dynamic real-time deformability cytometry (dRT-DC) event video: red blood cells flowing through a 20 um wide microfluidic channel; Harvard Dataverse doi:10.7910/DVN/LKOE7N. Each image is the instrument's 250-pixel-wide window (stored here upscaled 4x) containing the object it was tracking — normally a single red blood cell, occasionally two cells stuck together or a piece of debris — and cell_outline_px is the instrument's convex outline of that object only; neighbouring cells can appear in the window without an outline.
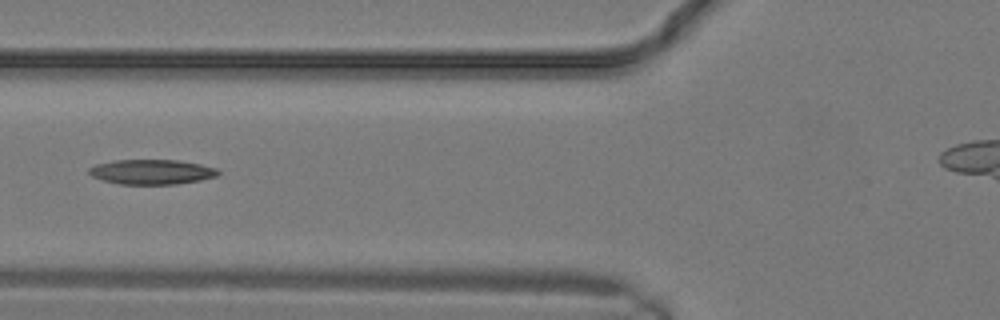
{"species": "common noctule bat (a hibernating species)", "species_latin": "Nyctalus noctula", "temperature_condition": "warm", "stored_images_in_passage": 6, "camera_frame_rate_fps": 3000, "um_per_image_px": 0.085, "animal": {"sex": "male", "body_mass_g": 19.2, "forearm_length_mm": 51.8}, "frame": {"image": 1, "passage_image": 5, "time_ms": 1.333, "image_size_px": [1000, 320], "cell_outline_px": [[220, 172], [216, 176], [200, 180], [176, 184], [120, 184], [104, 180], [92, 176], [88, 172], [88, 168], [96, 164], [112, 160], [176, 160], [200, 164], [216, 168]], "centroid_in_image_um": [12.87, 14.6], "position_along_channel_um": 112.9, "area_um2": 18.61}}